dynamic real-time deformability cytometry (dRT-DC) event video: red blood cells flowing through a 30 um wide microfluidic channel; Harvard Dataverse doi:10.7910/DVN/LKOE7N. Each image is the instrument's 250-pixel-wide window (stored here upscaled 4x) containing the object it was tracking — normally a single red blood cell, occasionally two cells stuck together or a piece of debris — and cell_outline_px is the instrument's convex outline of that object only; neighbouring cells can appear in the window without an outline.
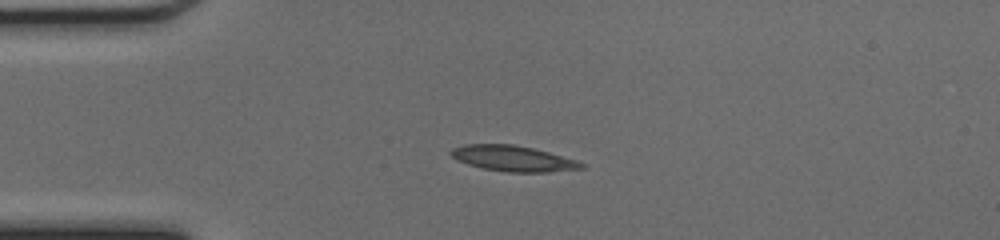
{"species": "common noctule bat (a hibernating species)", "species_latin": "Nyctalus noctula", "temperature_condition": "cold", "stored_images_in_passage": 47, "camera_frame_rate_fps": 3000, "um_per_image_px": 0.085, "animal": {"sex": "female", "body_mass_g": 17.0, "forearm_length_mm": 48.0}, "frame": {"image": 1, "passage_image": 11, "time_ms": 3.333, "image_size_px": [1000, 240], "cell_outline_px": [[584, 168], [548, 172], [508, 172], [484, 168], [468, 164], [452, 156], [448, 152], [452, 148], [464, 144], [512, 144], [532, 148], [548, 152], [576, 160], [584, 164]], "centroid_in_image_um": [43.6, 13.46], "position_along_channel_um": 41.4, "area_um2": 19.25}}
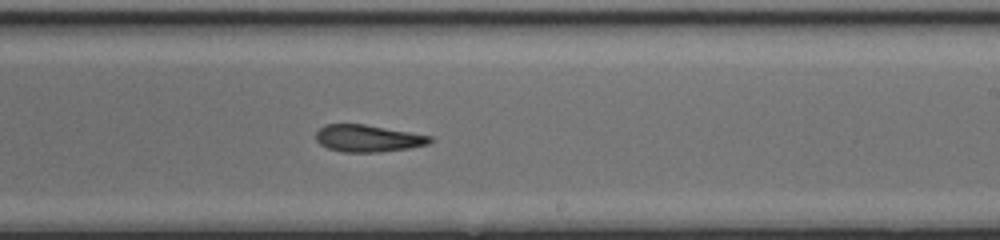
{"frame": {"image": 2, "passage_image": 28, "time_ms": 9.0, "image_size_px": [1000, 240], "cell_outline_px": [[432, 140], [428, 144], [408, 148], [380, 152], [344, 152], [328, 148], [320, 144], [316, 140], [316, 132], [324, 124], [364, 124], [432, 136]], "centroid_in_image_um": [31.25, 11.76], "position_along_channel_um": 257.8, "area_um2": 17.86}}
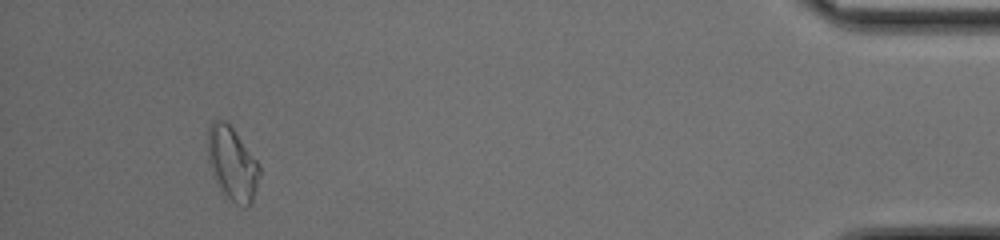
{"frame": {"image": 3, "passage_image": 44, "time_ms": 14.333, "image_size_px": [1000, 240], "cell_outline_px": [[260, 176], [252, 200], [244, 208], [236, 204], [220, 188], [216, 180], [208, 160], [208, 128], [212, 120], [224, 120], [232, 128], [260, 164]], "centroid_in_image_um": [19.75, 13.89], "position_along_channel_um": 415.4, "area_um2": 21.68}}